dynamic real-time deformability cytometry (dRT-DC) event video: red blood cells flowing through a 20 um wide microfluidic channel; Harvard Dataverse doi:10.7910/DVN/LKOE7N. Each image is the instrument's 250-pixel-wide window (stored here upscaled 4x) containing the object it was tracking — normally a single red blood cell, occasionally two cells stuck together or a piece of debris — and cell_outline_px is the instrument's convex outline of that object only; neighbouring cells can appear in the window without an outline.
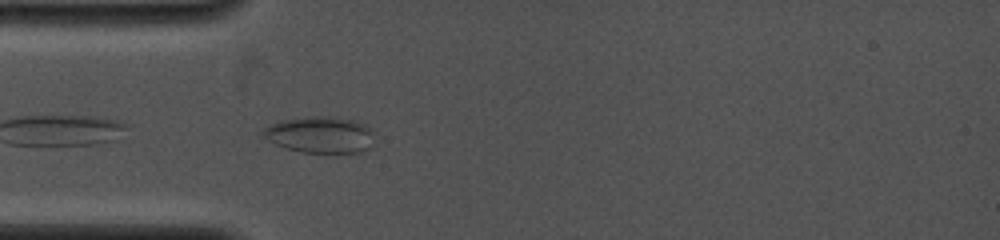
{"species": "common noctule bat (a hibernating species)", "species_latin": "Nyctalus noctula", "temperature_condition": "cold", "stored_images_in_passage": 16, "camera_frame_rate_fps": 4000, "um_per_image_px": 0.085, "animal": {"sex": "female", "body_mass_g": 19.0, "forearm_length_mm": 53.3}, "frame": {"image": 1, "passage_image": 3, "time_ms": 0.5, "image_size_px": [1000, 240], "cell_outline_px": [[372, 148], [360, 152], [300, 152], [276, 144], [268, 140], [260, 132], [264, 128], [280, 120], [312, 116], [328, 116], [352, 120], [364, 124], [372, 128]], "centroid_in_image_um": [27.22, 11.45], "position_along_channel_um": 57.8, "area_um2": 23.52}}
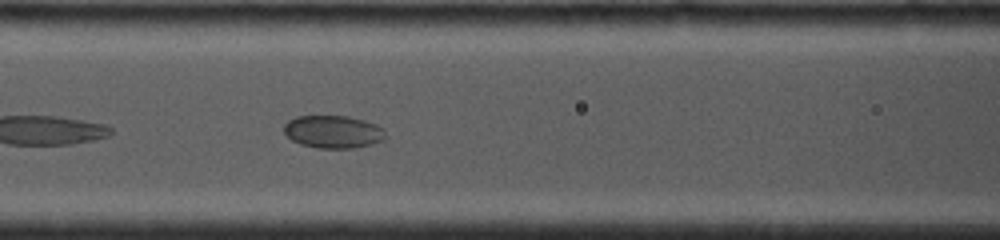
{"frame": {"image": 2, "passage_image": 11, "time_ms": 2.5, "image_size_px": [1000, 240], "cell_outline_px": [[384, 136], [380, 140], [372, 144], [356, 148], [316, 148], [300, 144], [292, 140], [284, 132], [284, 124], [288, 120], [296, 116], [348, 116], [364, 120], [376, 124], [384, 128]], "centroid_in_image_um": [28.29, 11.2], "position_along_channel_um": 138.3, "area_um2": 19.36}}